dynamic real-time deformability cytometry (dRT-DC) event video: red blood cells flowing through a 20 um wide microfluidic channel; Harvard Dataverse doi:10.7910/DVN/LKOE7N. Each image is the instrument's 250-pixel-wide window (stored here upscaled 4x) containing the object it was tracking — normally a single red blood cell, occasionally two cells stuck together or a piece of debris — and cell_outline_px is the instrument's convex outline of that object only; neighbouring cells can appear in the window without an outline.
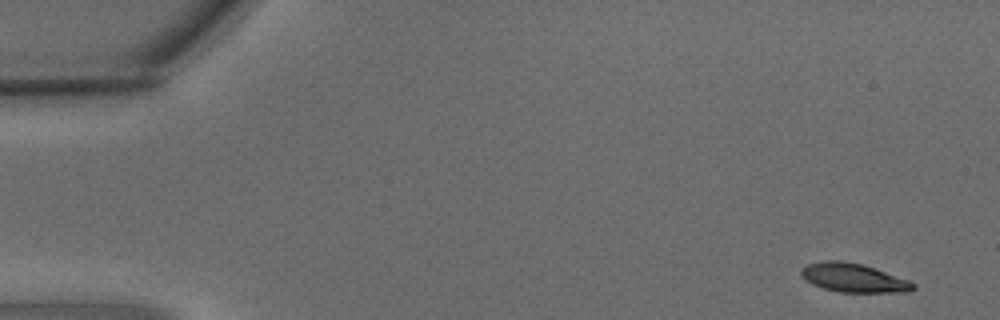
{"species": "common noctule bat (a hibernating species)", "species_latin": "Nyctalus noctula", "temperature_condition": "warm", "stored_images_in_passage": 6, "camera_frame_rate_fps": 3000, "um_per_image_px": 0.085, "animal": {"sex": "male", "body_mass_g": 15.6}, "frame": {"image": 1, "passage_image": 1, "time_ms": 0.0, "image_size_px": [1000, 320], "cell_outline_px": [[916, 288], [908, 292], [840, 292], [824, 288], [812, 284], [804, 280], [800, 276], [800, 268], [808, 264], [824, 260], [840, 260], [864, 264], [876, 268], [908, 280], [916, 284]], "centroid_in_image_um": [72.53, 23.6], "position_along_channel_um": 12.5, "area_um2": 19.02}}
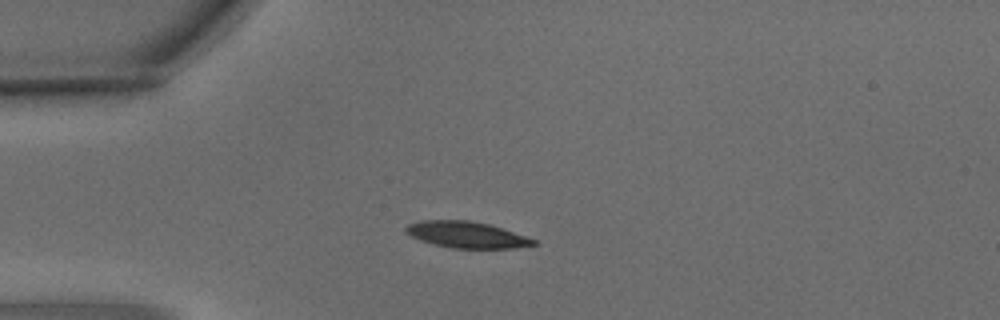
{"frame": {"image": 2, "passage_image": 4, "time_ms": 1.0, "image_size_px": [1000, 320], "cell_outline_px": [[540, 244], [516, 248], [452, 248], [432, 244], [420, 240], [404, 232], [404, 228], [408, 224], [420, 220], [468, 220], [488, 224], [536, 240]], "centroid_in_image_um": [39.62, 19.95], "position_along_channel_um": 45.4, "area_um2": 19.54}}
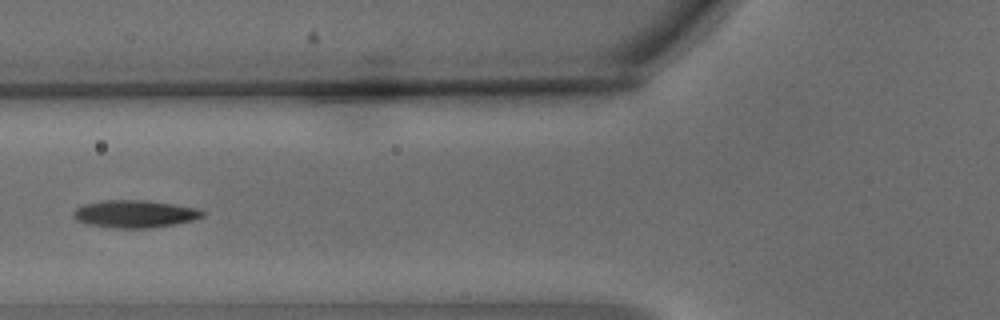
{"frame": {"image": 3, "passage_image": 6, "time_ms": 1.667, "image_size_px": [1000, 320], "cell_outline_px": [[204, 216], [192, 220], [176, 224], [148, 228], [112, 228], [88, 224], [76, 220], [72, 216], [72, 212], [76, 208], [84, 204], [104, 200], [144, 200], [172, 204], [196, 208], [204, 212]], "centroid_in_image_um": [11.41, 18.18], "position_along_channel_um": 114.4, "area_um2": 20.63}}